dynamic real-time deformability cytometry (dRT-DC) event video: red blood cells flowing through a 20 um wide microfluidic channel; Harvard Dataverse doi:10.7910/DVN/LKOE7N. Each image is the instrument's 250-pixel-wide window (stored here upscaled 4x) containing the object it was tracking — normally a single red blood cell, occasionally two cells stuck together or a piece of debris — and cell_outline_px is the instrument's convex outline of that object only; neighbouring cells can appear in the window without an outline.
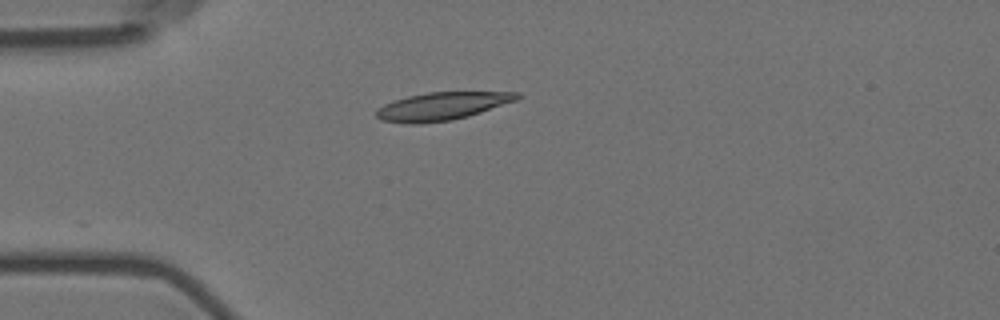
{"species": "Egyptian fruit bat (a non-hibernating species)", "species_latin": "Rousettus aegyptiacus", "temperature_condition": "room temperature", "stored_images_in_passage": 42, "camera_frame_rate_fps": 3000, "um_per_image_px": 0.085, "animal": {"sex": "female"}, "frame": {"image": 1, "passage_image": 1, "time_ms": 0.0, "image_size_px": [1000, 320], "cell_outline_px": [[520, 96], [516, 100], [468, 116], [452, 120], [420, 124], [404, 124], [380, 120], [376, 116], [376, 108], [384, 104], [408, 96], [428, 92], [520, 92]], "centroid_in_image_um": [37.51, 9.04], "position_along_channel_um": 47.5, "area_um2": 22.83}}
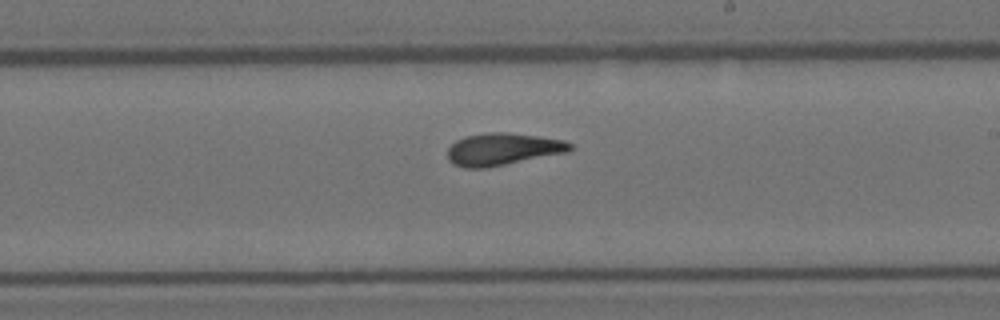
{"frame": {"image": 2, "passage_image": 19, "time_ms": 6.0, "image_size_px": [1000, 320], "cell_outline_px": [[572, 148], [568, 152], [488, 168], [464, 168], [452, 164], [448, 160], [448, 148], [456, 140], [464, 136], [488, 132], [508, 132], [540, 136], [564, 140], [572, 144]], "centroid_in_image_um": [42.72, 12.68], "position_along_channel_um": 246.3, "area_um2": 23.29}}
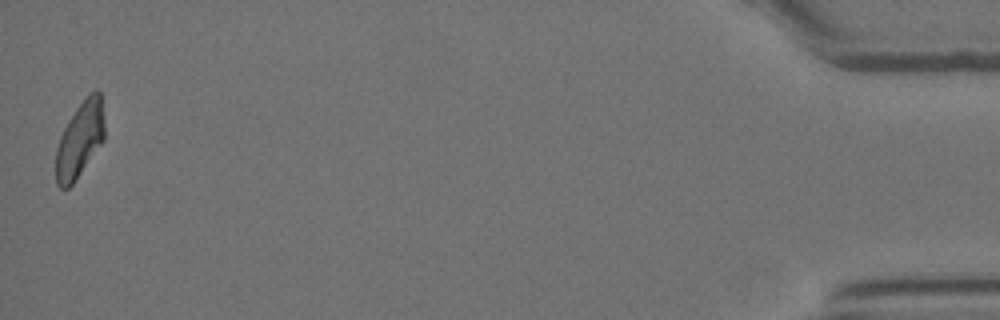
{"frame": {"image": 3, "passage_image": 42, "time_ms": 13.667, "image_size_px": [1000, 320], "cell_outline_px": [[104, 140], [72, 184], [68, 188], [60, 188], [56, 184], [56, 148], [60, 136], [68, 120], [76, 108], [88, 92], [96, 88], [100, 92], [104, 116]], "centroid_in_image_um": [6.79, 11.82], "position_along_channel_um": 428.4, "area_um2": 21.5}, "authors_computed_cell_mechanics": {"area_um2": 22.1663, "velocity_mm_per_s": 3.5776, "shape_relaxation_time_tau1_ms": 6.4639, "shape_relaxation_time_tau2_ms": 2.07, "deformation_change_tau1": 0.1951, "deformation_change_tau2": 0.1025}}